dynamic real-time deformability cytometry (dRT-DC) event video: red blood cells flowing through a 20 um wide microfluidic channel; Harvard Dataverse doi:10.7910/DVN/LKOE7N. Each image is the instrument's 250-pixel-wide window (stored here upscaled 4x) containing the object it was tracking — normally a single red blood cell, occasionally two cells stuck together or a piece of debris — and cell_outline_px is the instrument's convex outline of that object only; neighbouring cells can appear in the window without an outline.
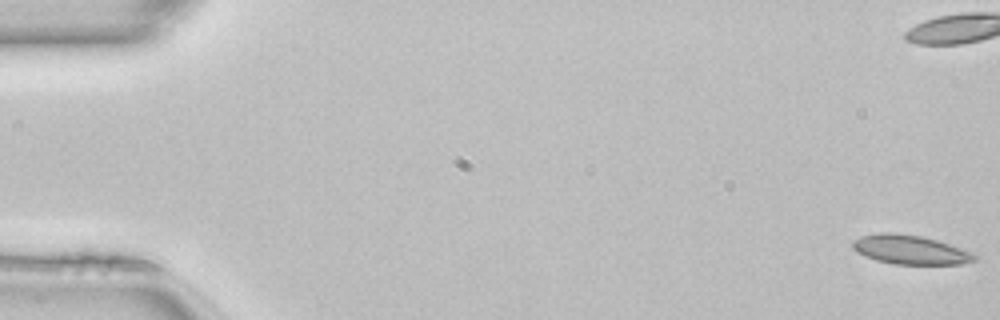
{"species": "common noctule bat (a hibernating species)", "species_latin": "Nyctalus noctula", "temperature_condition": "room temperature", "stored_images_in_passage": 51, "camera_frame_rate_fps": 3000, "um_per_image_px": 0.085, "animal": {"sex": "female", "body_mass_g": 22.7, "forearm_length_mm": 54.2}, "frame": {"image": 1, "passage_image": 1, "time_ms": 0.0, "image_size_px": [1000, 320], "cell_outline_px": [[980, 256], [976, 260], [964, 264], [892, 264], [876, 260], [864, 256], [856, 252], [852, 248], [852, 240], [860, 236], [876, 232], [892, 232], [920, 236], [936, 240], [976, 252]], "centroid_in_image_um": [77.39, 21.22], "position_along_channel_um": 7.6, "area_um2": 21.15}, "authors_computed_cell_mechanics": {"area_um2": 20.1144, "velocity_mm_per_s": 4.1226, "shape_relaxation_time_tau1_ms": 4.0117, "shape_relaxation_time_tau2_ms": 1.6399, "deformation_change_tau1": 0.1343, "deformation_change_tau2": 0.0859}}